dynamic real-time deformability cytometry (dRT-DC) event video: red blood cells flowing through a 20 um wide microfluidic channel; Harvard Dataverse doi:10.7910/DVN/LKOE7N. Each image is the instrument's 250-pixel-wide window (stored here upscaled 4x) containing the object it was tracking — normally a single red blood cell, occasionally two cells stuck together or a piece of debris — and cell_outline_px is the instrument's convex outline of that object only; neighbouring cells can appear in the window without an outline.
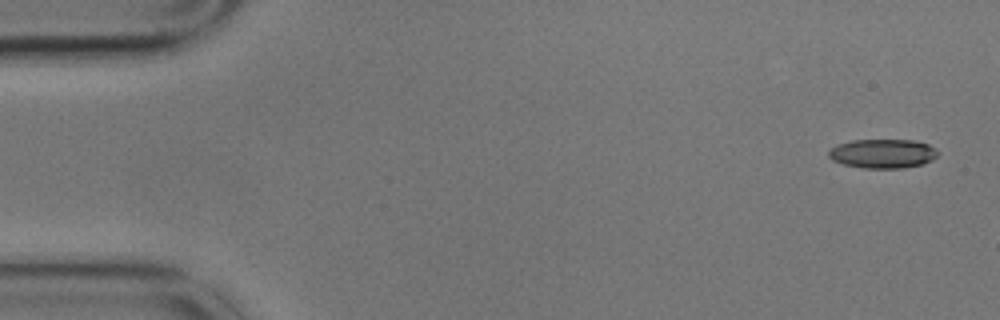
{"species": "common noctule bat (a hibernating species)", "species_latin": "Nyctalus noctula", "temperature_condition": "cold", "stored_images_in_passage": 3, "camera_frame_rate_fps": 3000, "um_per_image_px": 0.085, "animal": {"sex": "male", "body_mass_g": 17.9}, "frame": {"image": 1, "passage_image": 1, "time_ms": 0.0, "image_size_px": [1000, 320], "cell_outline_px": [[936, 156], [932, 160], [924, 164], [904, 168], [864, 168], [844, 164], [832, 160], [828, 156], [828, 152], [832, 148], [840, 144], [852, 140], [912, 140], [928, 144], [936, 148]], "centroid_in_image_um": [75.05, 13.06], "position_along_channel_um": 10.0, "area_um2": 18.44}}